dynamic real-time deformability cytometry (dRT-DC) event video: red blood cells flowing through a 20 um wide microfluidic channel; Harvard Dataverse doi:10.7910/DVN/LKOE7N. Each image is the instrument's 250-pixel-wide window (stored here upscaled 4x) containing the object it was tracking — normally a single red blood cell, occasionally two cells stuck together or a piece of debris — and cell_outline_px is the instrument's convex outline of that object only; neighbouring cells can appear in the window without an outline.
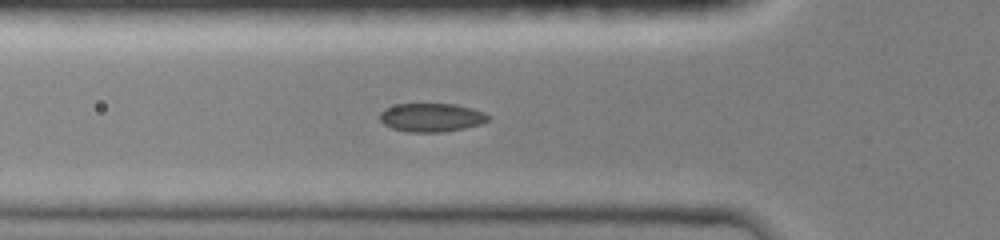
{"species": "common noctule bat (a hibernating species)", "species_latin": "Nyctalus noctula", "temperature_condition": "room temperature", "stored_images_in_passage": 20, "camera_frame_rate_fps": 3000, "um_per_image_px": 0.085, "animal": {"sex": "female", "body_mass_g": 19.0, "forearm_length_mm": 51.5}, "frame": {"image": 1, "passage_image": 9, "time_ms": 4.333, "image_size_px": [1000, 240], "cell_outline_px": [[488, 120], [480, 124], [464, 128], [440, 132], [408, 132], [392, 128], [384, 124], [380, 120], [380, 112], [384, 108], [396, 104], [456, 104], [472, 108], [484, 112], [488, 116]], "centroid_in_image_um": [36.64, 9.98], "position_along_channel_um": 89.2, "area_um2": 17.98}}
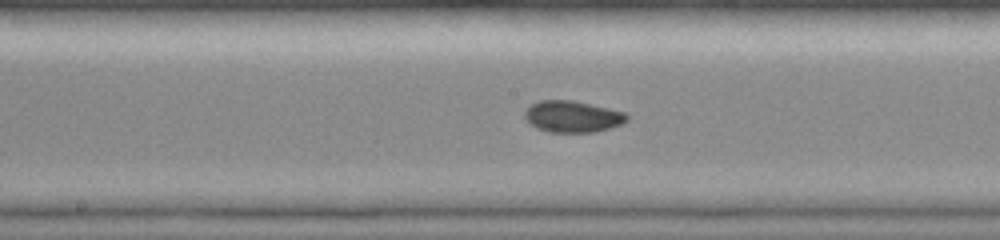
{"frame": {"image": 2, "passage_image": 14, "time_ms": 7.0, "image_size_px": [1000, 240], "cell_outline_px": [[628, 120], [612, 128], [596, 132], [548, 132], [536, 128], [528, 124], [524, 116], [524, 112], [532, 104], [540, 100], [572, 100], [608, 108], [624, 112], [628, 116]], "centroid_in_image_um": [48.64, 9.92], "position_along_channel_um": 199.6, "area_um2": 18.84}}
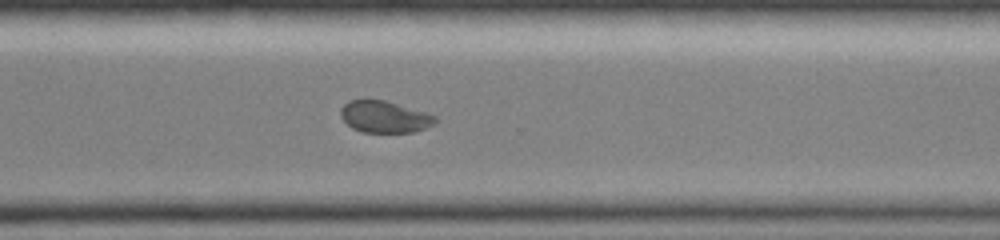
{"frame": {"image": 3, "passage_image": 20, "time_ms": 10.333, "image_size_px": [1000, 240], "cell_outline_px": [[440, 120], [436, 124], [412, 132], [364, 132], [352, 128], [340, 116], [340, 108], [348, 100], [364, 96], [384, 100], [428, 112], [436, 116]], "centroid_in_image_um": [32.68, 9.88], "position_along_channel_um": 337.9, "area_um2": 18.15}}